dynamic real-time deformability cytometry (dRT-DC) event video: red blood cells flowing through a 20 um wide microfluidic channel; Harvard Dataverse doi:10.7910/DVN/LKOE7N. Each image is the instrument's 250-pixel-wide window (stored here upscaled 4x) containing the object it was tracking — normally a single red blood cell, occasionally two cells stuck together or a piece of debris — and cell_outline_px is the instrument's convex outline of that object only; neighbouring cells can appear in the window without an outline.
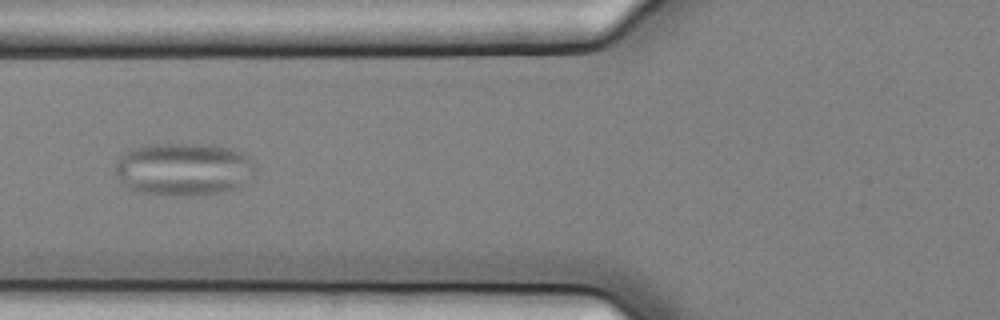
{"species": "common noctule bat (a hibernating species)", "species_latin": "Nyctalus noctula", "temperature_condition": "cold", "stored_images_in_passage": 41, "camera_frame_rate_fps": 3000, "um_per_image_px": 0.085, "animal": {"sex": "female", "body_mass_g": 25.1}, "frame": {"image": 1, "passage_image": 7, "time_ms": 2.0, "image_size_px": [1000, 320], "cell_outline_px": [[256, 172], [240, 188], [220, 192], [184, 196], [172, 196], [144, 192], [128, 188], [116, 176], [116, 164], [120, 156], [124, 152], [132, 148], [148, 144], [204, 144], [224, 148], [240, 152], [248, 156], [256, 164]], "centroid_in_image_um": [15.62, 14.38], "position_along_channel_um": 110.2, "area_um2": 43.23}}
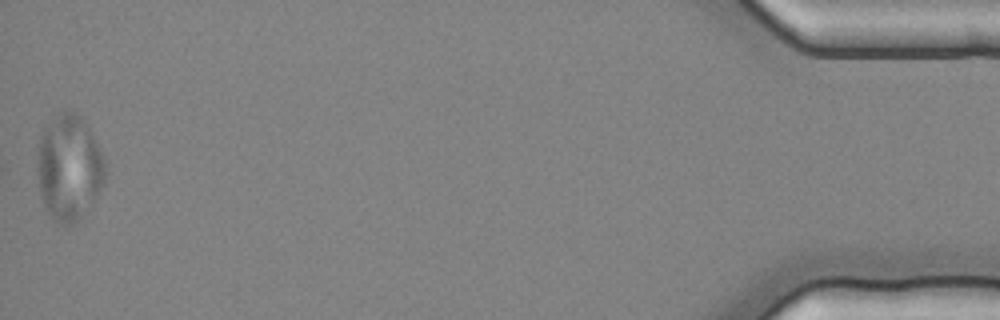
{"frame": {"image": 2, "passage_image": 41, "time_ms": 13.333, "image_size_px": [1000, 320], "cell_outline_px": [[104, 184], [96, 196], [80, 216], [72, 224], [60, 224], [44, 208], [40, 196], [36, 168], [36, 156], [40, 136], [44, 128], [64, 108], [68, 108], [76, 112], [84, 120], [104, 160]], "centroid_in_image_um": [5.81, 14.21], "position_along_channel_um": 429.4, "area_um2": 41.5}}